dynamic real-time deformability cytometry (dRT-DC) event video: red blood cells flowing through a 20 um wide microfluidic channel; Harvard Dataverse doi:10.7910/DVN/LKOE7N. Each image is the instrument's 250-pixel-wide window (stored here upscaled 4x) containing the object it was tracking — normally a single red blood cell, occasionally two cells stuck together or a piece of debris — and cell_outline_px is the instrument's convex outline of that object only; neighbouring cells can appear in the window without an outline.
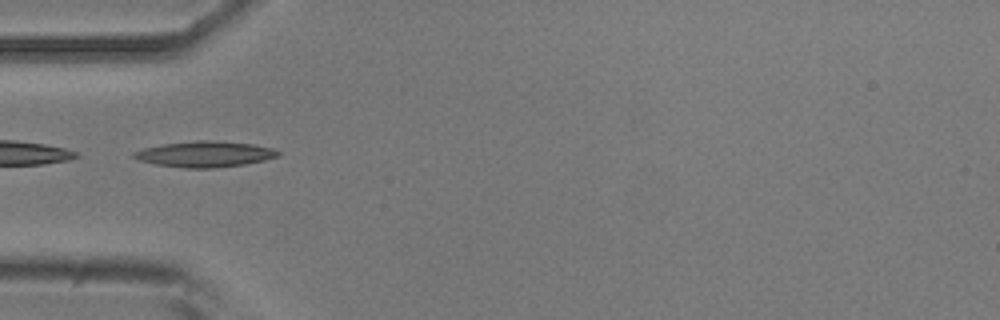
{"species": "common noctule bat (a hibernating species)", "species_latin": "Nyctalus noctula", "temperature_condition": "room temperature", "stored_images_in_passage": 37, "camera_frame_rate_fps": 3000, "um_per_image_px": 0.085, "animal": {"sex": "male", "body_mass_g": 20.5, "forearm_length_mm": 52.5}, "frame": {"image": 1, "passage_image": 1, "time_ms": 0.0, "image_size_px": [1000, 320], "cell_outline_px": [[280, 156], [264, 160], [244, 164], [216, 168], [184, 168], [156, 164], [140, 160], [132, 156], [132, 152], [144, 148], [164, 144], [196, 140], [212, 140], [252, 144], [272, 148], [280, 152]], "centroid_in_image_um": [17.42, 13.1], "position_along_channel_um": 67.6, "area_um2": 21.62}}
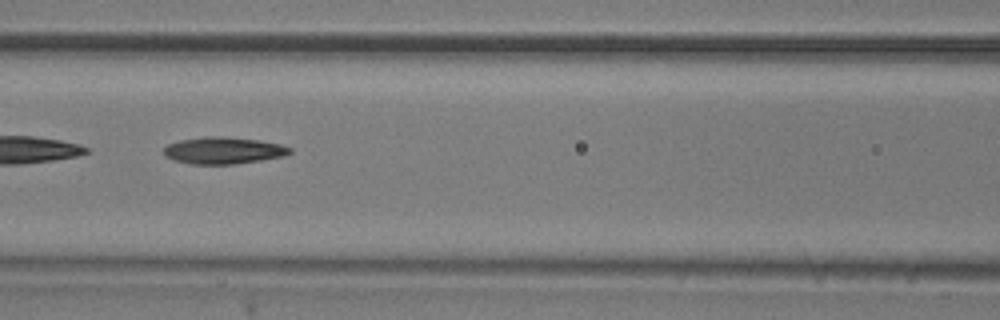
{"frame": {"image": 2, "passage_image": 7, "time_ms": 2.0, "image_size_px": [1000, 320], "cell_outline_px": [[292, 152], [284, 156], [260, 160], [232, 164], [192, 164], [176, 160], [168, 156], [164, 152], [164, 148], [168, 144], [180, 140], [204, 136], [224, 136], [256, 140], [280, 144], [292, 148]], "centroid_in_image_um": [19.01, 12.78], "position_along_channel_um": 147.6, "area_um2": 19.48}}
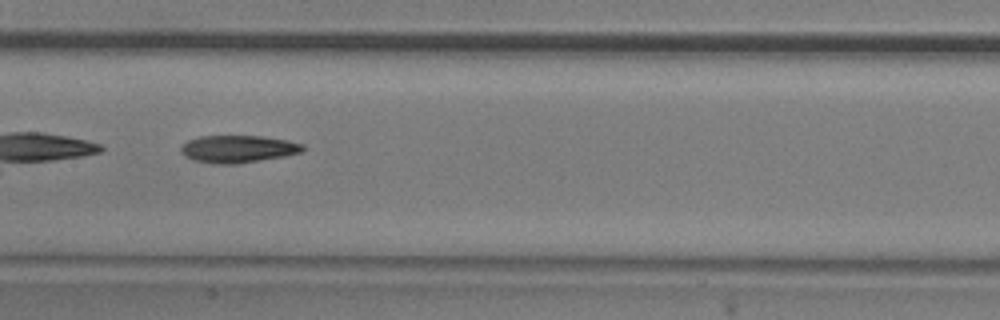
{"frame": {"image": 3, "passage_image": 10, "time_ms": 3.0, "image_size_px": [1000, 320], "cell_outline_px": [[304, 148], [300, 152], [284, 156], [236, 164], [212, 164], [192, 160], [184, 156], [180, 152], [180, 148], [188, 140], [200, 136], [264, 136], [288, 140], [304, 144]], "centroid_in_image_um": [20.2, 12.66], "position_along_channel_um": 187.2, "area_um2": 19.54}, "authors_computed_cell_mechanics": {"area_um2": 18.6116, "velocity_mm_per_s": 3.9444, "shape_relaxation_time_tau1_ms": null, "shape_relaxation_time_tau2_ms": 2.7397, "deformation_change_tau1": null, "deformation_change_tau2": 0.1014}}